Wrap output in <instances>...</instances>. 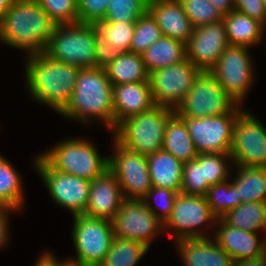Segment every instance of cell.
I'll return each instance as SVG.
<instances>
[{
	"mask_svg": "<svg viewBox=\"0 0 266 266\" xmlns=\"http://www.w3.org/2000/svg\"><path fill=\"white\" fill-rule=\"evenodd\" d=\"M148 12V0H110L100 22H136Z\"/></svg>",
	"mask_w": 266,
	"mask_h": 266,
	"instance_id": "d6a6232c",
	"label": "cell"
},
{
	"mask_svg": "<svg viewBox=\"0 0 266 266\" xmlns=\"http://www.w3.org/2000/svg\"><path fill=\"white\" fill-rule=\"evenodd\" d=\"M145 67L151 72L177 64L185 60L186 44L182 41L162 36L141 53Z\"/></svg>",
	"mask_w": 266,
	"mask_h": 266,
	"instance_id": "d4e9b609",
	"label": "cell"
},
{
	"mask_svg": "<svg viewBox=\"0 0 266 266\" xmlns=\"http://www.w3.org/2000/svg\"><path fill=\"white\" fill-rule=\"evenodd\" d=\"M242 111L241 106L209 71H201L197 75L184 100L175 109L180 118L210 117Z\"/></svg>",
	"mask_w": 266,
	"mask_h": 266,
	"instance_id": "52a82bcc",
	"label": "cell"
},
{
	"mask_svg": "<svg viewBox=\"0 0 266 266\" xmlns=\"http://www.w3.org/2000/svg\"><path fill=\"white\" fill-rule=\"evenodd\" d=\"M25 67L31 96L60 113L70 101L80 68L56 61L44 52L29 57Z\"/></svg>",
	"mask_w": 266,
	"mask_h": 266,
	"instance_id": "3957f363",
	"label": "cell"
},
{
	"mask_svg": "<svg viewBox=\"0 0 266 266\" xmlns=\"http://www.w3.org/2000/svg\"><path fill=\"white\" fill-rule=\"evenodd\" d=\"M72 241L77 258L67 261L71 266H99L109 252L114 238L112 221L75 215Z\"/></svg>",
	"mask_w": 266,
	"mask_h": 266,
	"instance_id": "ba28073f",
	"label": "cell"
},
{
	"mask_svg": "<svg viewBox=\"0 0 266 266\" xmlns=\"http://www.w3.org/2000/svg\"><path fill=\"white\" fill-rule=\"evenodd\" d=\"M114 237L142 243L150 248L164 223L146 206L143 200L124 199L112 220Z\"/></svg>",
	"mask_w": 266,
	"mask_h": 266,
	"instance_id": "8fae6325",
	"label": "cell"
},
{
	"mask_svg": "<svg viewBox=\"0 0 266 266\" xmlns=\"http://www.w3.org/2000/svg\"><path fill=\"white\" fill-rule=\"evenodd\" d=\"M34 162L54 202L70 210L73 216L83 215L91 181L56 171L40 155Z\"/></svg>",
	"mask_w": 266,
	"mask_h": 266,
	"instance_id": "4fadbf2b",
	"label": "cell"
},
{
	"mask_svg": "<svg viewBox=\"0 0 266 266\" xmlns=\"http://www.w3.org/2000/svg\"><path fill=\"white\" fill-rule=\"evenodd\" d=\"M241 112L199 118H182L198 154H230L235 121Z\"/></svg>",
	"mask_w": 266,
	"mask_h": 266,
	"instance_id": "9a60e30c",
	"label": "cell"
},
{
	"mask_svg": "<svg viewBox=\"0 0 266 266\" xmlns=\"http://www.w3.org/2000/svg\"><path fill=\"white\" fill-rule=\"evenodd\" d=\"M213 238L210 239L209 236L176 241V247L185 266H232L234 260Z\"/></svg>",
	"mask_w": 266,
	"mask_h": 266,
	"instance_id": "7402d4cb",
	"label": "cell"
},
{
	"mask_svg": "<svg viewBox=\"0 0 266 266\" xmlns=\"http://www.w3.org/2000/svg\"><path fill=\"white\" fill-rule=\"evenodd\" d=\"M236 178L232 181L237 186L238 199L242 203H266V168L234 165Z\"/></svg>",
	"mask_w": 266,
	"mask_h": 266,
	"instance_id": "83f0119b",
	"label": "cell"
},
{
	"mask_svg": "<svg viewBox=\"0 0 266 266\" xmlns=\"http://www.w3.org/2000/svg\"><path fill=\"white\" fill-rule=\"evenodd\" d=\"M232 266H266V254L257 259H244L233 261Z\"/></svg>",
	"mask_w": 266,
	"mask_h": 266,
	"instance_id": "7dc6e473",
	"label": "cell"
},
{
	"mask_svg": "<svg viewBox=\"0 0 266 266\" xmlns=\"http://www.w3.org/2000/svg\"><path fill=\"white\" fill-rule=\"evenodd\" d=\"M228 46L223 21L200 25L186 43V57L201 71H210Z\"/></svg>",
	"mask_w": 266,
	"mask_h": 266,
	"instance_id": "e0dca14e",
	"label": "cell"
},
{
	"mask_svg": "<svg viewBox=\"0 0 266 266\" xmlns=\"http://www.w3.org/2000/svg\"><path fill=\"white\" fill-rule=\"evenodd\" d=\"M56 24L36 0H13L0 21V42L26 50L28 58L45 51Z\"/></svg>",
	"mask_w": 266,
	"mask_h": 266,
	"instance_id": "6da1fadb",
	"label": "cell"
},
{
	"mask_svg": "<svg viewBox=\"0 0 266 266\" xmlns=\"http://www.w3.org/2000/svg\"><path fill=\"white\" fill-rule=\"evenodd\" d=\"M106 75L113 86L123 83L149 81V73L141 54L121 53L114 61L104 67Z\"/></svg>",
	"mask_w": 266,
	"mask_h": 266,
	"instance_id": "4316f807",
	"label": "cell"
},
{
	"mask_svg": "<svg viewBox=\"0 0 266 266\" xmlns=\"http://www.w3.org/2000/svg\"><path fill=\"white\" fill-rule=\"evenodd\" d=\"M19 173L0 155V206L18 210L23 206V186Z\"/></svg>",
	"mask_w": 266,
	"mask_h": 266,
	"instance_id": "f546056e",
	"label": "cell"
},
{
	"mask_svg": "<svg viewBox=\"0 0 266 266\" xmlns=\"http://www.w3.org/2000/svg\"><path fill=\"white\" fill-rule=\"evenodd\" d=\"M110 0H77L79 23L96 24L106 17Z\"/></svg>",
	"mask_w": 266,
	"mask_h": 266,
	"instance_id": "60d3db41",
	"label": "cell"
},
{
	"mask_svg": "<svg viewBox=\"0 0 266 266\" xmlns=\"http://www.w3.org/2000/svg\"><path fill=\"white\" fill-rule=\"evenodd\" d=\"M16 211L10 207L0 206V247L2 248L8 242V216L7 212Z\"/></svg>",
	"mask_w": 266,
	"mask_h": 266,
	"instance_id": "ee69618b",
	"label": "cell"
},
{
	"mask_svg": "<svg viewBox=\"0 0 266 266\" xmlns=\"http://www.w3.org/2000/svg\"><path fill=\"white\" fill-rule=\"evenodd\" d=\"M216 223L218 230L213 236L234 261L257 259L266 254V240L259 242L258 233L228 225L222 218H217Z\"/></svg>",
	"mask_w": 266,
	"mask_h": 266,
	"instance_id": "d6986e66",
	"label": "cell"
},
{
	"mask_svg": "<svg viewBox=\"0 0 266 266\" xmlns=\"http://www.w3.org/2000/svg\"><path fill=\"white\" fill-rule=\"evenodd\" d=\"M148 249L142 243L114 237L109 252L99 266H135Z\"/></svg>",
	"mask_w": 266,
	"mask_h": 266,
	"instance_id": "4dcf8cb0",
	"label": "cell"
},
{
	"mask_svg": "<svg viewBox=\"0 0 266 266\" xmlns=\"http://www.w3.org/2000/svg\"><path fill=\"white\" fill-rule=\"evenodd\" d=\"M195 159L203 165L204 180L210 186L229 179V166L226 162L232 160L230 154L201 153Z\"/></svg>",
	"mask_w": 266,
	"mask_h": 266,
	"instance_id": "e575fe53",
	"label": "cell"
},
{
	"mask_svg": "<svg viewBox=\"0 0 266 266\" xmlns=\"http://www.w3.org/2000/svg\"><path fill=\"white\" fill-rule=\"evenodd\" d=\"M148 12L156 20L162 35L184 42L193 34L194 26L179 0L148 1Z\"/></svg>",
	"mask_w": 266,
	"mask_h": 266,
	"instance_id": "44dd1931",
	"label": "cell"
},
{
	"mask_svg": "<svg viewBox=\"0 0 266 266\" xmlns=\"http://www.w3.org/2000/svg\"><path fill=\"white\" fill-rule=\"evenodd\" d=\"M230 156L234 165L266 168V128L245 110L235 121Z\"/></svg>",
	"mask_w": 266,
	"mask_h": 266,
	"instance_id": "7c38bea8",
	"label": "cell"
},
{
	"mask_svg": "<svg viewBox=\"0 0 266 266\" xmlns=\"http://www.w3.org/2000/svg\"><path fill=\"white\" fill-rule=\"evenodd\" d=\"M112 94L113 85L104 68H80L70 101L59 114L83 123L94 117L114 131Z\"/></svg>",
	"mask_w": 266,
	"mask_h": 266,
	"instance_id": "7a4b0ae2",
	"label": "cell"
},
{
	"mask_svg": "<svg viewBox=\"0 0 266 266\" xmlns=\"http://www.w3.org/2000/svg\"><path fill=\"white\" fill-rule=\"evenodd\" d=\"M178 195L177 192L166 189L162 187H156L153 186L151 190L148 191L147 195L144 197L143 201L146 204V206L156 215L157 218L160 219L161 222L165 223L167 219L170 217L174 201L176 196ZM154 198L157 208L161 211H156V207L154 208L150 202L149 199Z\"/></svg>",
	"mask_w": 266,
	"mask_h": 266,
	"instance_id": "ab89813d",
	"label": "cell"
},
{
	"mask_svg": "<svg viewBox=\"0 0 266 266\" xmlns=\"http://www.w3.org/2000/svg\"><path fill=\"white\" fill-rule=\"evenodd\" d=\"M162 36L156 20L147 12L135 22L130 52L141 54Z\"/></svg>",
	"mask_w": 266,
	"mask_h": 266,
	"instance_id": "836d02e7",
	"label": "cell"
},
{
	"mask_svg": "<svg viewBox=\"0 0 266 266\" xmlns=\"http://www.w3.org/2000/svg\"><path fill=\"white\" fill-rule=\"evenodd\" d=\"M115 129L125 119L150 110L154 105L149 81L113 86Z\"/></svg>",
	"mask_w": 266,
	"mask_h": 266,
	"instance_id": "ffe728a7",
	"label": "cell"
},
{
	"mask_svg": "<svg viewBox=\"0 0 266 266\" xmlns=\"http://www.w3.org/2000/svg\"><path fill=\"white\" fill-rule=\"evenodd\" d=\"M162 149L183 163L198 155L185 121L176 113L167 121Z\"/></svg>",
	"mask_w": 266,
	"mask_h": 266,
	"instance_id": "484cf974",
	"label": "cell"
},
{
	"mask_svg": "<svg viewBox=\"0 0 266 266\" xmlns=\"http://www.w3.org/2000/svg\"><path fill=\"white\" fill-rule=\"evenodd\" d=\"M224 16L235 10L234 0H210Z\"/></svg>",
	"mask_w": 266,
	"mask_h": 266,
	"instance_id": "bcb514c9",
	"label": "cell"
},
{
	"mask_svg": "<svg viewBox=\"0 0 266 266\" xmlns=\"http://www.w3.org/2000/svg\"><path fill=\"white\" fill-rule=\"evenodd\" d=\"M248 49L229 45L209 71L238 105H241L255 78Z\"/></svg>",
	"mask_w": 266,
	"mask_h": 266,
	"instance_id": "5bb4252c",
	"label": "cell"
},
{
	"mask_svg": "<svg viewBox=\"0 0 266 266\" xmlns=\"http://www.w3.org/2000/svg\"><path fill=\"white\" fill-rule=\"evenodd\" d=\"M228 180L211 185L205 196L212 213L217 217H223L228 211L240 206L242 201L238 199L237 186Z\"/></svg>",
	"mask_w": 266,
	"mask_h": 266,
	"instance_id": "1f68e13d",
	"label": "cell"
},
{
	"mask_svg": "<svg viewBox=\"0 0 266 266\" xmlns=\"http://www.w3.org/2000/svg\"><path fill=\"white\" fill-rule=\"evenodd\" d=\"M94 48L96 57V67L104 68L114 61L120 54V50L107 45L104 32L94 24Z\"/></svg>",
	"mask_w": 266,
	"mask_h": 266,
	"instance_id": "b9f144b4",
	"label": "cell"
},
{
	"mask_svg": "<svg viewBox=\"0 0 266 266\" xmlns=\"http://www.w3.org/2000/svg\"><path fill=\"white\" fill-rule=\"evenodd\" d=\"M216 221L217 217L212 213L205 196L181 192L175 198L171 215L164 223V229L172 228L175 236L173 239L176 241L185 238H207L198 227Z\"/></svg>",
	"mask_w": 266,
	"mask_h": 266,
	"instance_id": "2e32d148",
	"label": "cell"
},
{
	"mask_svg": "<svg viewBox=\"0 0 266 266\" xmlns=\"http://www.w3.org/2000/svg\"><path fill=\"white\" fill-rule=\"evenodd\" d=\"M229 45L250 47L258 44L264 32V25L244 13L233 10L223 16Z\"/></svg>",
	"mask_w": 266,
	"mask_h": 266,
	"instance_id": "cb8c5ba5",
	"label": "cell"
},
{
	"mask_svg": "<svg viewBox=\"0 0 266 266\" xmlns=\"http://www.w3.org/2000/svg\"><path fill=\"white\" fill-rule=\"evenodd\" d=\"M174 113L173 109L155 105L123 120L114 130V138L129 150L153 154L162 149L167 121Z\"/></svg>",
	"mask_w": 266,
	"mask_h": 266,
	"instance_id": "277c9868",
	"label": "cell"
},
{
	"mask_svg": "<svg viewBox=\"0 0 266 266\" xmlns=\"http://www.w3.org/2000/svg\"><path fill=\"white\" fill-rule=\"evenodd\" d=\"M147 163L153 186L181 193L183 162L161 149L147 155Z\"/></svg>",
	"mask_w": 266,
	"mask_h": 266,
	"instance_id": "603a6c76",
	"label": "cell"
},
{
	"mask_svg": "<svg viewBox=\"0 0 266 266\" xmlns=\"http://www.w3.org/2000/svg\"><path fill=\"white\" fill-rule=\"evenodd\" d=\"M57 144L39 154L56 171L92 181L108 170L109 157H100L88 140L74 138Z\"/></svg>",
	"mask_w": 266,
	"mask_h": 266,
	"instance_id": "5b68a950",
	"label": "cell"
},
{
	"mask_svg": "<svg viewBox=\"0 0 266 266\" xmlns=\"http://www.w3.org/2000/svg\"><path fill=\"white\" fill-rule=\"evenodd\" d=\"M210 185L204 180L203 165L196 159L184 163L181 192L188 195L206 196Z\"/></svg>",
	"mask_w": 266,
	"mask_h": 266,
	"instance_id": "f35d334b",
	"label": "cell"
},
{
	"mask_svg": "<svg viewBox=\"0 0 266 266\" xmlns=\"http://www.w3.org/2000/svg\"><path fill=\"white\" fill-rule=\"evenodd\" d=\"M56 25L78 23L77 0H36Z\"/></svg>",
	"mask_w": 266,
	"mask_h": 266,
	"instance_id": "74e56055",
	"label": "cell"
},
{
	"mask_svg": "<svg viewBox=\"0 0 266 266\" xmlns=\"http://www.w3.org/2000/svg\"><path fill=\"white\" fill-rule=\"evenodd\" d=\"M123 200L121 187L108 169L91 181L88 203L83 215L112 221Z\"/></svg>",
	"mask_w": 266,
	"mask_h": 266,
	"instance_id": "ac0fdd59",
	"label": "cell"
},
{
	"mask_svg": "<svg viewBox=\"0 0 266 266\" xmlns=\"http://www.w3.org/2000/svg\"><path fill=\"white\" fill-rule=\"evenodd\" d=\"M113 139L114 155L108 156V169L119 183L124 199L143 200L153 187L147 156L129 150Z\"/></svg>",
	"mask_w": 266,
	"mask_h": 266,
	"instance_id": "9c48e42d",
	"label": "cell"
},
{
	"mask_svg": "<svg viewBox=\"0 0 266 266\" xmlns=\"http://www.w3.org/2000/svg\"><path fill=\"white\" fill-rule=\"evenodd\" d=\"M194 27L223 20V15L210 0H179Z\"/></svg>",
	"mask_w": 266,
	"mask_h": 266,
	"instance_id": "d590c367",
	"label": "cell"
},
{
	"mask_svg": "<svg viewBox=\"0 0 266 266\" xmlns=\"http://www.w3.org/2000/svg\"><path fill=\"white\" fill-rule=\"evenodd\" d=\"M35 266H71V264L67 261V259L60 261L50 252H45L39 257Z\"/></svg>",
	"mask_w": 266,
	"mask_h": 266,
	"instance_id": "f6af8a7d",
	"label": "cell"
},
{
	"mask_svg": "<svg viewBox=\"0 0 266 266\" xmlns=\"http://www.w3.org/2000/svg\"><path fill=\"white\" fill-rule=\"evenodd\" d=\"M96 25L104 32L107 45L116 46L121 53L130 51L135 22H98Z\"/></svg>",
	"mask_w": 266,
	"mask_h": 266,
	"instance_id": "8d00e7d4",
	"label": "cell"
},
{
	"mask_svg": "<svg viewBox=\"0 0 266 266\" xmlns=\"http://www.w3.org/2000/svg\"><path fill=\"white\" fill-rule=\"evenodd\" d=\"M221 218L228 225L259 234V230L266 229V203H242Z\"/></svg>",
	"mask_w": 266,
	"mask_h": 266,
	"instance_id": "f1b7e54d",
	"label": "cell"
},
{
	"mask_svg": "<svg viewBox=\"0 0 266 266\" xmlns=\"http://www.w3.org/2000/svg\"><path fill=\"white\" fill-rule=\"evenodd\" d=\"M235 10L266 24V7L263 0H234Z\"/></svg>",
	"mask_w": 266,
	"mask_h": 266,
	"instance_id": "7bdbcfd3",
	"label": "cell"
},
{
	"mask_svg": "<svg viewBox=\"0 0 266 266\" xmlns=\"http://www.w3.org/2000/svg\"><path fill=\"white\" fill-rule=\"evenodd\" d=\"M13 0H0V21L9 10Z\"/></svg>",
	"mask_w": 266,
	"mask_h": 266,
	"instance_id": "c3c4849f",
	"label": "cell"
},
{
	"mask_svg": "<svg viewBox=\"0 0 266 266\" xmlns=\"http://www.w3.org/2000/svg\"><path fill=\"white\" fill-rule=\"evenodd\" d=\"M44 53L78 68L96 67L94 24L56 25Z\"/></svg>",
	"mask_w": 266,
	"mask_h": 266,
	"instance_id": "8992f818",
	"label": "cell"
},
{
	"mask_svg": "<svg viewBox=\"0 0 266 266\" xmlns=\"http://www.w3.org/2000/svg\"><path fill=\"white\" fill-rule=\"evenodd\" d=\"M200 72L201 70L188 58L151 72L149 82L154 105L175 110L184 100Z\"/></svg>",
	"mask_w": 266,
	"mask_h": 266,
	"instance_id": "30bf717a",
	"label": "cell"
}]
</instances>
